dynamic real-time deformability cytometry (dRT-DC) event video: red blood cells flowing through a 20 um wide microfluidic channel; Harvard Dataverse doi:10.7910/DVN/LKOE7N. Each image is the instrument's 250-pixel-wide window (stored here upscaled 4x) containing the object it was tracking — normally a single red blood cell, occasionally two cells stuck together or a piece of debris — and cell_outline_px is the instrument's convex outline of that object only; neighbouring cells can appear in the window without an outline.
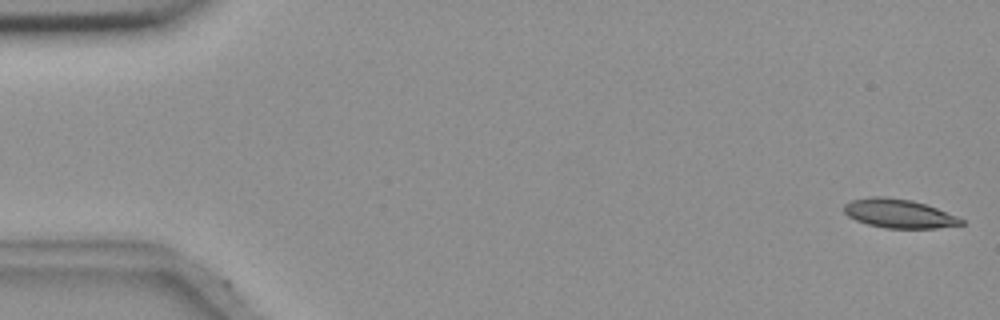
{"species": "common noctule bat (a hibernating species)", "species_latin": "Nyctalus noctula", "temperature_condition": "room temperature", "stored_images_in_passage": 6, "camera_frame_rate_fps": 3000, "um_per_image_px": 0.085, "animal": {"sex": "female", "body_mass_g": 18.4}, "frame": {"image": 1, "passage_image": 1, "time_ms": 0.0, "image_size_px": [1000, 320], "cell_outline_px": [[964, 224], [936, 228], [884, 228], [868, 224], [856, 220], [848, 216], [844, 212], [844, 204], [852, 200], [872, 196], [884, 196], [912, 200], [936, 208], [956, 216], [964, 220]], "centroid_in_image_um": [76.38, 18.15], "position_along_channel_um": 8.6, "area_um2": 19.59}}